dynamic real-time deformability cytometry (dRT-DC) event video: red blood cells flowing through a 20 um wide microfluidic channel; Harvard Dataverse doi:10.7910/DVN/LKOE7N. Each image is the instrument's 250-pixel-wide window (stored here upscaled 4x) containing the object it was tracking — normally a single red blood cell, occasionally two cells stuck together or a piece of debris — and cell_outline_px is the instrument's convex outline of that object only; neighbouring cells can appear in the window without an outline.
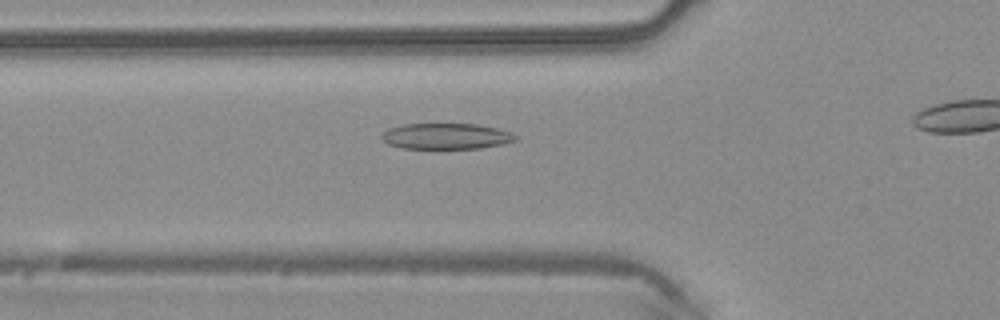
{"species": "common noctule bat (a hibernating species)", "species_latin": "Nyctalus noctula", "temperature_condition": "warm", "stored_images_in_passage": 34, "camera_frame_rate_fps": 3000, "um_per_image_px": 0.085, "animal": {"sex": "male", "body_mass_g": 20.4}, "frame": {"image": 1, "passage_image": 11, "time_ms": 3.333, "image_size_px": [1000, 320], "cell_outline_px": [[520, 136], [516, 140], [500, 144], [480, 148], [400, 148], [388, 144], [380, 136], [388, 128], [400, 124], [476, 124], [496, 128], [512, 132]], "centroid_in_image_um": [37.92, 11.57], "position_along_channel_um": 87.9, "area_um2": 20.17}}
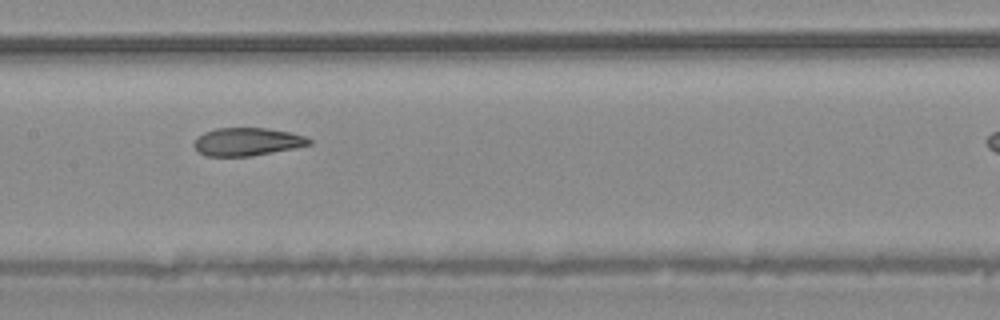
{"frame": {"image": 2, "passage_image": 18, "time_ms": 5.667, "image_size_px": [1000, 320], "cell_outline_px": [[312, 144], [252, 156], [204, 156], [192, 144], [196, 136], [204, 132], [216, 128], [268, 128], [288, 132], [304, 136], [312, 140]], "centroid_in_image_um": [20.96, 12.04], "position_along_channel_um": 186.4, "area_um2": 18.73}}
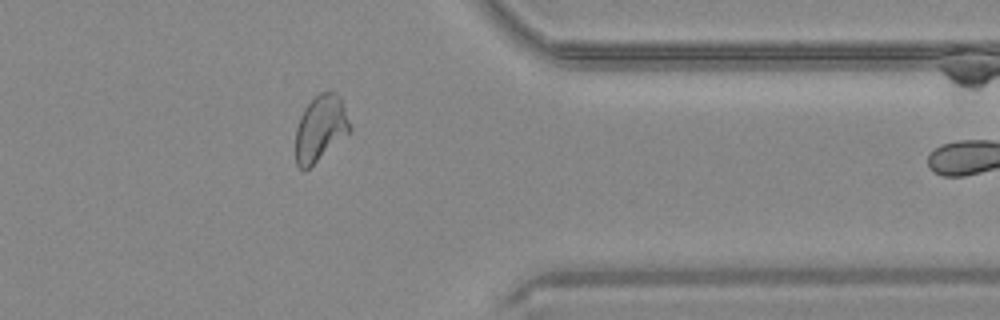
{"frame": {"image": 3, "passage_image": 33, "time_ms": 10.667, "image_size_px": [1000, 320], "cell_outline_px": [[352, 132], [308, 168], [300, 168], [296, 164], [296, 128], [300, 116], [304, 108], [320, 92], [336, 92], [340, 96], [352, 128]], "centroid_in_image_um": [27.26, 10.9], "position_along_channel_um": 384.1, "area_um2": 20.81}}